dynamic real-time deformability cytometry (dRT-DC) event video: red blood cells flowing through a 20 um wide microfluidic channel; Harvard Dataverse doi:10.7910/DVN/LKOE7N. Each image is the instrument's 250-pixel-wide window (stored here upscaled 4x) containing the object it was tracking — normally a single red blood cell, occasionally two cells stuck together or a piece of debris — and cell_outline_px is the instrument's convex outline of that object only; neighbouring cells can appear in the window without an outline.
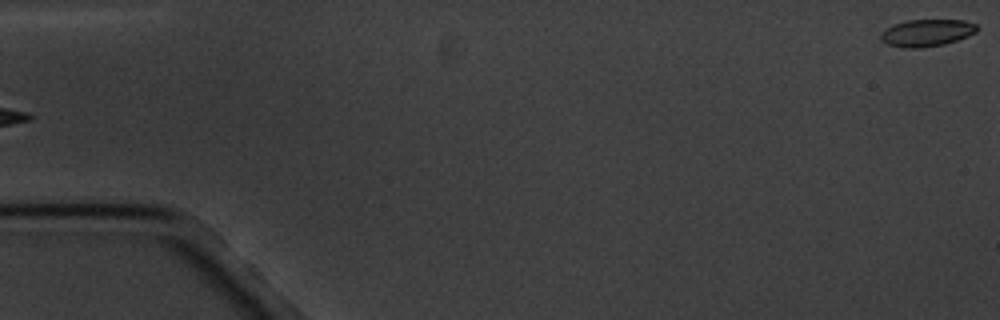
{"species": "common noctule bat (a hibernating species)", "species_latin": "Nyctalus noctula", "temperature_condition": "cold", "stored_images_in_passage": 6, "segment_of_instrument_passage": [2, 2], "camera_frame_rate_fps": 3000, "um_per_image_px": 0.085, "animal": {"sex": "male", "body_mass_g": 20.1, "forearm_length_mm": 53.5}, "frame": {"image": 1, "passage_image": 6, "time_ms": 6.0, "image_size_px": [1000, 320], "cell_outline_px": [[980, 28], [976, 32], [968, 36], [944, 44], [924, 48], [904, 48], [888, 44], [880, 40], [880, 36], [888, 28], [896, 24], [908, 20], [964, 20], [976, 24]], "centroid_in_image_um": [78.82, 2.8], "position_along_channel_um": 6.2, "area_um2": 15.09}}